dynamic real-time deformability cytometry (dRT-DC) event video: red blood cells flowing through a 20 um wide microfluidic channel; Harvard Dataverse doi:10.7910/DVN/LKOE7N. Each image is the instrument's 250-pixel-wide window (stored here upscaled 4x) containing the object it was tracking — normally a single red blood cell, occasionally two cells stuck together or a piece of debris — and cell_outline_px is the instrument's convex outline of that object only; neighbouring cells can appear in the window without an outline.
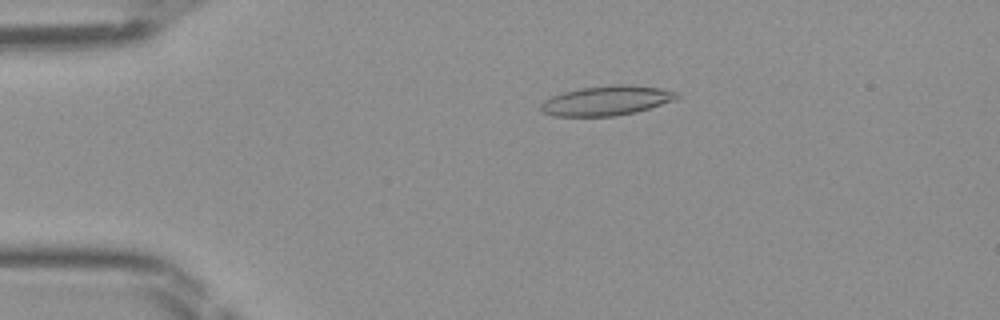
{"species": "Egyptian fruit bat (a non-hibernating species)", "species_latin": "Rousettus aegyptiacus", "temperature_condition": "room temperature", "stored_images_in_passage": 43, "camera_frame_rate_fps": 3000, "um_per_image_px": 0.085, "frame": {"image": 1, "passage_image": 5, "time_ms": 1.333, "image_size_px": [1000, 320], "cell_outline_px": [[680, 96], [672, 100], [636, 112], [616, 116], [552, 116], [544, 112], [540, 108], [540, 104], [544, 100], [552, 96], [564, 92], [580, 88], [612, 84], [628, 84], [660, 88], [676, 92]], "centroid_in_image_um": [51.52, 8.55], "position_along_channel_um": 33.5, "area_um2": 23.35}}
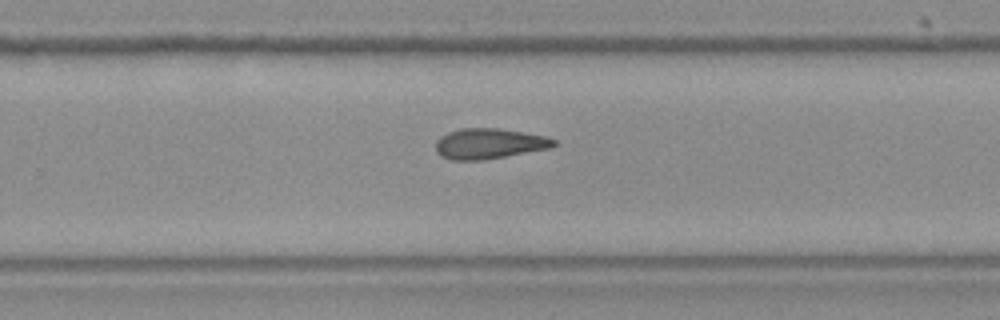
{"frame": {"image": 2, "passage_image": 26, "time_ms": 8.333, "image_size_px": [1000, 320], "cell_outline_px": [[556, 144], [552, 148], [484, 160], [452, 160], [440, 156], [436, 152], [436, 140], [440, 136], [448, 132], [460, 128], [496, 128], [544, 136], [556, 140]], "centroid_in_image_um": [41.55, 12.22], "position_along_channel_um": 288.3, "area_um2": 20.98}}
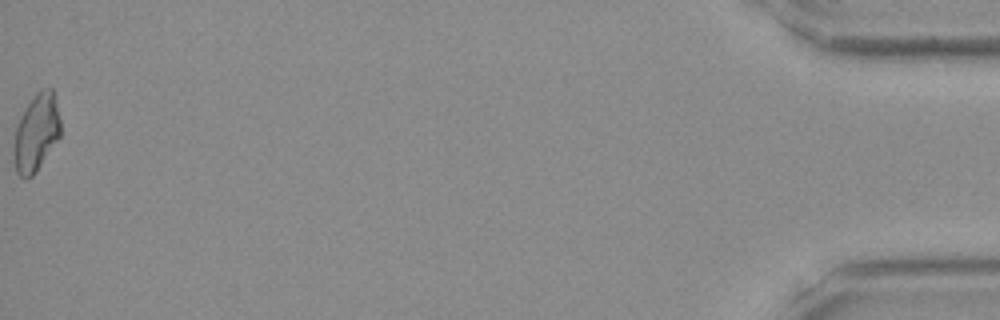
{"frame": {"image": 3, "passage_image": 43, "time_ms": 14.0, "image_size_px": [1000, 320], "cell_outline_px": [[60, 136], [36, 172], [32, 176], [24, 180], [16, 172], [12, 152], [12, 148], [16, 128], [20, 116], [36, 92], [40, 88], [52, 88], [60, 120]], "centroid_in_image_um": [3.05, 11.31], "position_along_channel_um": 432.1, "area_um2": 21.1}}